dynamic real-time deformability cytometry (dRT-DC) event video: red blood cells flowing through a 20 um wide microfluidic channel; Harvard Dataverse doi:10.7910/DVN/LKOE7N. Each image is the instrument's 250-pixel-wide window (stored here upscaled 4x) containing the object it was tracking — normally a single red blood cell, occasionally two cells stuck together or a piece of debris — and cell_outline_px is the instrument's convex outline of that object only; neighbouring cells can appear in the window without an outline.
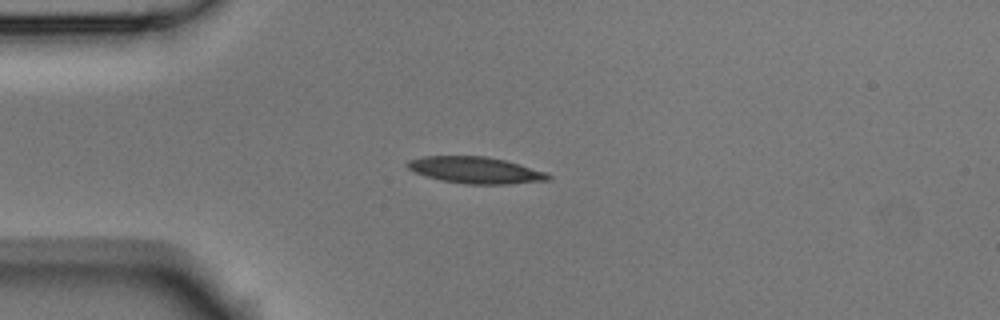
{"species": "Egyptian fruit bat (a non-hibernating species)", "species_latin": "Rousettus aegyptiacus", "temperature_condition": "room temperature", "stored_images_in_passage": 9, "camera_frame_rate_fps": 3000, "um_per_image_px": 0.085, "animal": {"sex": "male"}, "frame": {"image": 1, "passage_image": 3, "time_ms": 0.667, "image_size_px": [1000, 320], "cell_outline_px": [[552, 176], [548, 180], [508, 184], [464, 184], [440, 180], [416, 172], [408, 168], [404, 164], [408, 160], [424, 156], [484, 156], [504, 160], [544, 172]], "centroid_in_image_um": [40.36, 14.46], "position_along_channel_um": 44.6, "area_um2": 21.5}}
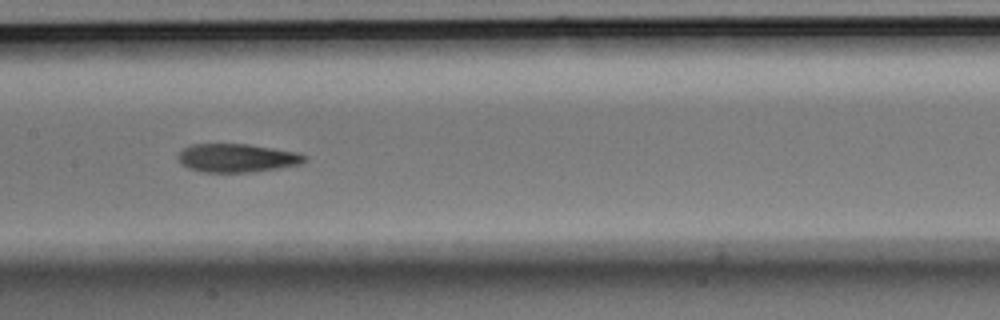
{"frame": {"image": 2, "passage_image": 7, "time_ms": 2.0, "image_size_px": [1000, 320], "cell_outline_px": [[308, 156], [300, 164], [280, 168], [252, 172], [200, 172], [188, 168], [180, 164], [176, 156], [184, 148], [192, 144], [248, 144], [296, 152]], "centroid_in_image_um": [20.1, 13.43], "position_along_channel_um": 187.3, "area_um2": 21.04}}
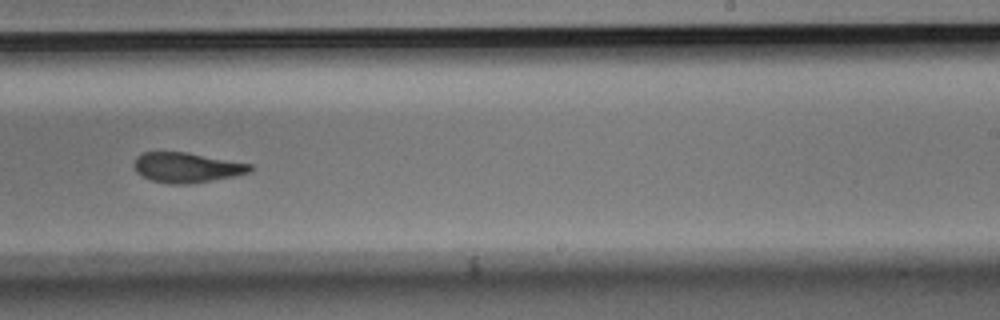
{"frame": {"image": 3, "passage_image": 9, "time_ms": 2.667, "image_size_px": [1000, 320], "cell_outline_px": [[256, 168], [252, 172], [212, 180], [188, 184], [172, 184], [152, 180], [136, 172], [136, 156], [144, 152], [188, 152], [252, 164]], "centroid_in_image_um": [15.94, 14.23], "position_along_channel_um": 273.1, "area_um2": 20.17}}